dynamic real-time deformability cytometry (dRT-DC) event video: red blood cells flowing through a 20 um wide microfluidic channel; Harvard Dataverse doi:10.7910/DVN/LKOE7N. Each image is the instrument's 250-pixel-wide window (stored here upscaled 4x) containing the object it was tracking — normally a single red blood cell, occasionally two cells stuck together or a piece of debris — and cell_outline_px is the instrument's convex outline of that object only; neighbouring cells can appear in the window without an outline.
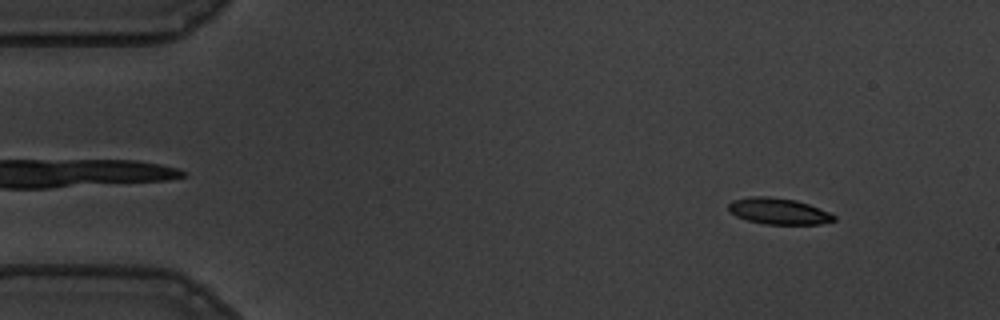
{"species": "common noctule bat (a hibernating species)", "species_latin": "Nyctalus noctula", "temperature_condition": "warm", "stored_images_in_passage": 56, "camera_frame_rate_fps": 3000, "um_per_image_px": 0.085, "animal": {"sex": "male", "body_mass_g": 19.5, "forearm_length_mm": 54.6}, "frame": {"image": 1, "passage_image": 6, "time_ms": 1.667, "image_size_px": [1000, 320], "cell_outline_px": [[836, 220], [820, 224], [764, 224], [748, 220], [736, 216], [728, 208], [728, 204], [732, 200], [752, 196], [768, 196], [796, 200], [808, 204], [828, 212], [836, 216]], "centroid_in_image_um": [66.17, 17.95], "position_along_channel_um": 18.8, "area_um2": 16.01}}
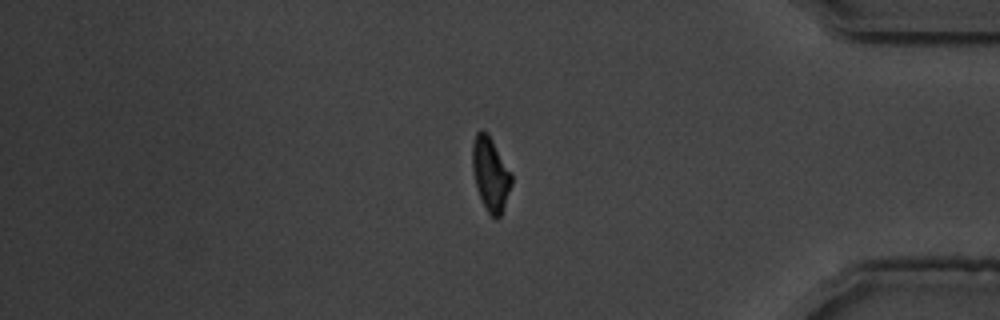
{"frame": {"image": 2, "passage_image": 47, "time_ms": 15.333, "image_size_px": [1000, 320], "cell_outline_px": [[512, 184], [504, 208], [500, 216], [496, 220], [484, 208], [476, 188], [472, 168], [472, 144], [476, 132], [480, 128], [488, 132], [512, 172]], "centroid_in_image_um": [41.69, 14.77], "position_along_channel_um": 393.5, "area_um2": 17.28}}
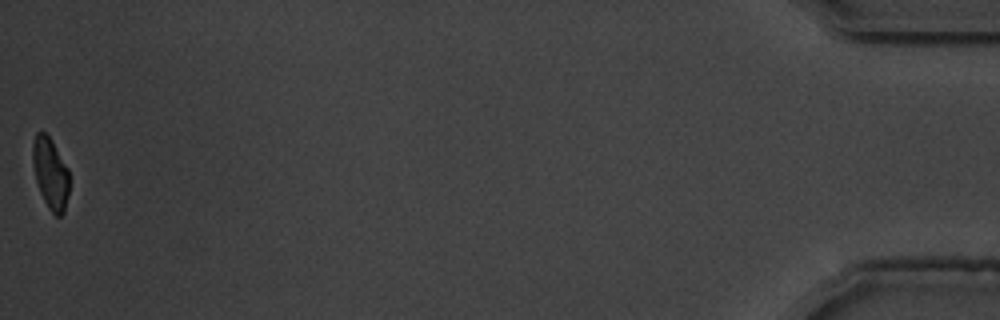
{"frame": {"image": 3, "passage_image": 56, "time_ms": 18.333, "image_size_px": [1000, 320], "cell_outline_px": [[68, 192], [64, 212], [60, 216], [56, 216], [48, 208], [40, 192], [36, 180], [32, 160], [32, 144], [36, 132], [44, 132], [52, 140], [68, 168]], "centroid_in_image_um": [4.27, 14.72], "position_along_channel_um": 430.9, "area_um2": 15.09}, "authors_computed_cell_mechanics": {"area_um2": 16.9643, "velocity_mm_per_s": 3.6001, "shape_relaxation_time_tau1_ms": 3.2112, "shape_relaxation_time_tau2_ms": 3.4479, "deformation_change_tau1": 0.1873, "deformation_change_tau2": 0.099}}